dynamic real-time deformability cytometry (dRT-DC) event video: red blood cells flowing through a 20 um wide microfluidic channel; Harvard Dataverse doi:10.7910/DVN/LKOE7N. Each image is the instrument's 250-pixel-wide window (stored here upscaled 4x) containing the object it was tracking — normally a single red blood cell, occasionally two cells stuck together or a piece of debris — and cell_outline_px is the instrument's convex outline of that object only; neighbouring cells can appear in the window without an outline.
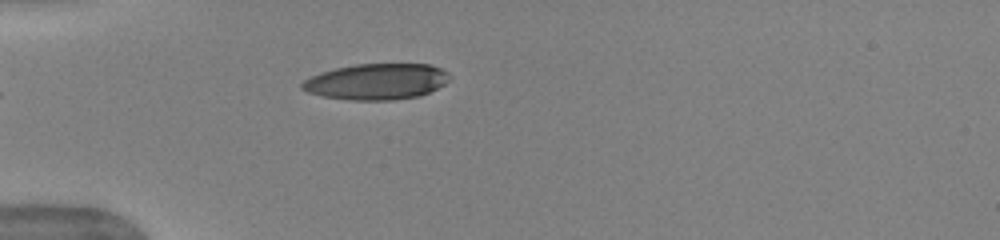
{"species": "human", "species_latin": "Homo sapiens", "temperature_condition": "warm", "stored_images_in_passage": 33, "camera_frame_rate_fps": 3000, "um_per_image_px": 0.085, "donor": {"sex": "female"}, "frame": {"image": 1, "passage_image": 1, "time_ms": 0.0, "image_size_px": [1000, 240], "cell_outline_px": [[452, 76], [444, 84], [420, 96], [392, 100], [352, 100], [324, 96], [308, 92], [300, 88], [300, 84], [304, 80], [320, 72], [336, 68], [356, 64], [432, 64], [448, 72]], "centroid_in_image_um": [32.02, 6.93], "position_along_channel_um": 53.0, "area_um2": 30.92}}
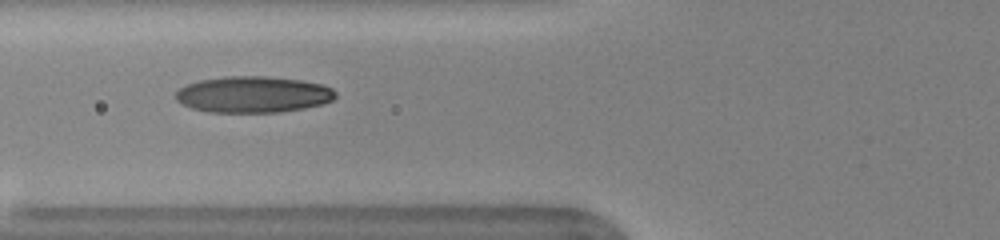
{"frame": {"image": 2, "passage_image": 6, "time_ms": 1.667, "image_size_px": [1000, 240], "cell_outline_px": [[336, 96], [332, 100], [320, 104], [304, 108], [280, 112], [208, 112], [192, 108], [176, 100], [176, 92], [180, 88], [188, 84], [200, 80], [224, 76], [264, 76], [300, 80], [320, 84], [332, 88], [336, 92]], "centroid_in_image_um": [21.51, 8.03], "position_along_channel_um": 104.3, "area_um2": 33.64}}
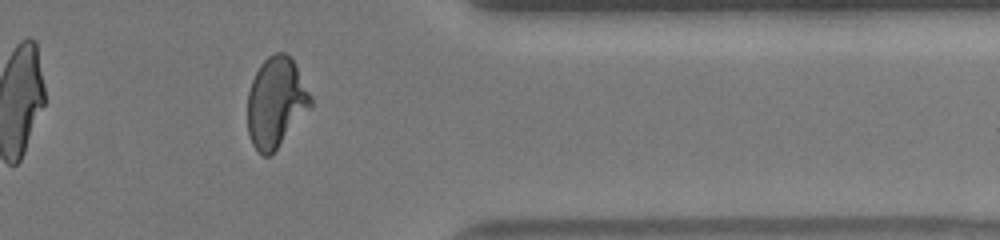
{"frame": {"image": 3, "passage_image": 28, "time_ms": 9.0, "image_size_px": [1000, 240], "cell_outline_px": [[312, 104], [276, 148], [268, 156], [264, 156], [252, 144], [248, 132], [248, 92], [252, 80], [260, 64], [268, 56], [276, 52], [284, 52], [292, 60], [312, 96]], "centroid_in_image_um": [23.43, 8.67], "position_along_channel_um": 388.0, "area_um2": 32.31}, "authors_computed_cell_mechanics": {"area_um2": 32.7148, "velocity_mm_per_s": 3.983, "shape_relaxation_time_tau1_ms": 6.0826, "shape_relaxation_time_tau2_ms": 0.962, "deformation_change_tau1": 0.2341, "deformation_change_tau2": 0.0746}}